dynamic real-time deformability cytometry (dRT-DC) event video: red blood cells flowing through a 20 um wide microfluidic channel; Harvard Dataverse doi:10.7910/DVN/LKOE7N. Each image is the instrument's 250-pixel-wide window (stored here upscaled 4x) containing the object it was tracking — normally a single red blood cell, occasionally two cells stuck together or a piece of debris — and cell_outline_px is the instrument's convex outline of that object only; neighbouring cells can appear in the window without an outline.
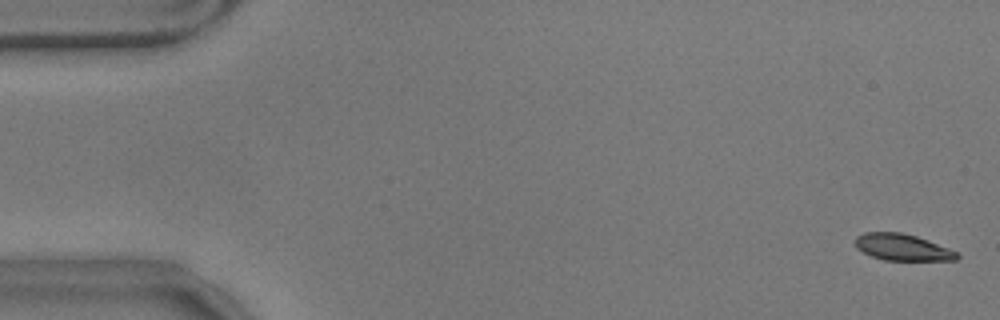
{"species": "common noctule bat (a hibernating species)", "species_latin": "Nyctalus noctula", "temperature_condition": "warm", "stored_images_in_passage": 9, "camera_frame_rate_fps": 3000, "um_per_image_px": 0.085, "animal": {"sex": "male", "body_mass_g": 17.9}, "frame": {"image": 1, "passage_image": 2, "time_ms": 0.333, "image_size_px": [1000, 320], "cell_outline_px": [[960, 256], [956, 260], [884, 260], [872, 256], [856, 248], [856, 236], [864, 232], [900, 232], [916, 236], [928, 240], [948, 248], [956, 252]], "centroid_in_image_um": [76.69, 21.01], "position_along_channel_um": 8.3, "area_um2": 15.61}}